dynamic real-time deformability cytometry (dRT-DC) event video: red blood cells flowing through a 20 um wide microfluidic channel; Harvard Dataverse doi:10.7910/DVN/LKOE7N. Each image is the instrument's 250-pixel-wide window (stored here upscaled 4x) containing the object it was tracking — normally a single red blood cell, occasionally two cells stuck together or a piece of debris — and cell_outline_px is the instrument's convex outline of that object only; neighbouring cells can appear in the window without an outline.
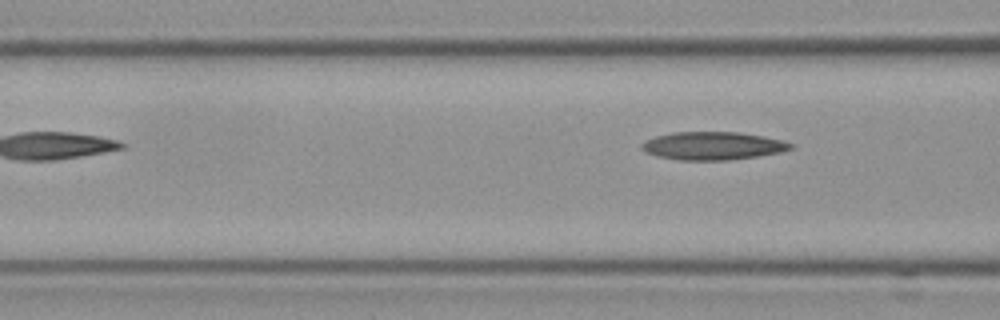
{"species": "Egyptian fruit bat (a non-hibernating species)", "species_latin": "Rousettus aegyptiacus", "temperature_condition": "cold", "stored_images_in_passage": 6, "camera_frame_rate_fps": 3000, "um_per_image_px": 0.085, "frame": {"image": 1, "passage_image": 6, "time_ms": 1.667, "image_size_px": [1000, 320], "cell_outline_px": [[792, 148], [780, 152], [756, 156], [728, 160], [680, 160], [656, 156], [644, 152], [640, 148], [640, 144], [644, 140], [656, 136], [672, 132], [740, 132], [764, 136], [784, 140], [792, 144]], "centroid_in_image_um": [60.54, 12.39], "position_along_channel_um": 106.1, "area_um2": 24.45}}